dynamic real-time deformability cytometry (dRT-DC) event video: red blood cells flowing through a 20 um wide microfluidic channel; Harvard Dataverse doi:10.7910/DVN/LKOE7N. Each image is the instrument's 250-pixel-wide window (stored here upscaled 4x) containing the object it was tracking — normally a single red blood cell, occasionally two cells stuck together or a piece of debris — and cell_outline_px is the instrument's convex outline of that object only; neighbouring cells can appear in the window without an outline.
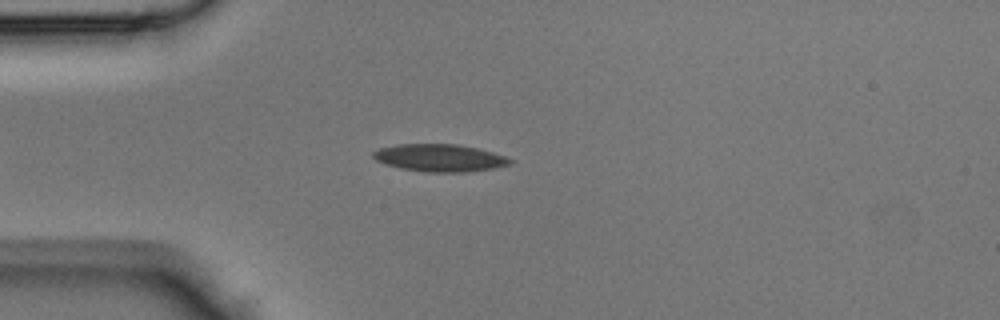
{"species": "Egyptian fruit bat (a non-hibernating species)", "species_latin": "Rousettus aegyptiacus", "temperature_condition": "room temperature", "stored_images_in_passage": 41, "camera_frame_rate_fps": 3000, "um_per_image_px": 0.085, "animal": {"sex": "male"}, "frame": {"image": 1, "passage_image": 11, "time_ms": 3.333, "image_size_px": [1000, 320], "cell_outline_px": [[512, 164], [496, 168], [468, 172], [424, 172], [400, 168], [376, 160], [372, 156], [372, 152], [380, 148], [396, 144], [460, 144], [492, 152], [504, 156], [512, 160]], "centroid_in_image_um": [37.39, 13.42], "position_along_channel_um": 47.6, "area_um2": 21.91}}
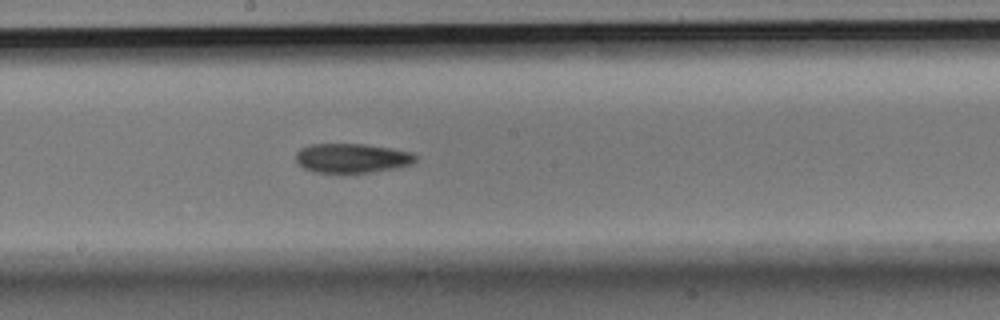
{"frame": {"image": 2, "passage_image": 24, "time_ms": 7.667, "image_size_px": [1000, 320], "cell_outline_px": [[416, 160], [412, 164], [400, 168], [372, 172], [316, 172], [304, 168], [296, 164], [296, 152], [300, 148], [308, 144], [368, 144], [392, 148], [412, 152], [416, 156]], "centroid_in_image_um": [29.93, 13.43], "position_along_channel_um": 218.3, "area_um2": 20.75}}
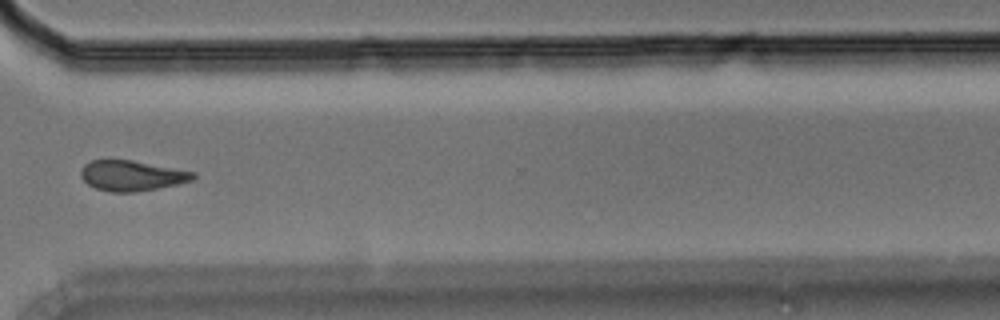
{"frame": {"image": 3, "passage_image": 34, "time_ms": 11.0, "image_size_px": [1000, 320], "cell_outline_px": [[196, 176], [192, 180], [176, 184], [156, 188], [132, 192], [112, 192], [96, 188], [88, 184], [80, 176], [80, 168], [84, 164], [92, 160], [132, 160], [196, 172]], "centroid_in_image_um": [11.17, 14.92], "position_along_channel_um": 359.4, "area_um2": 19.71}}